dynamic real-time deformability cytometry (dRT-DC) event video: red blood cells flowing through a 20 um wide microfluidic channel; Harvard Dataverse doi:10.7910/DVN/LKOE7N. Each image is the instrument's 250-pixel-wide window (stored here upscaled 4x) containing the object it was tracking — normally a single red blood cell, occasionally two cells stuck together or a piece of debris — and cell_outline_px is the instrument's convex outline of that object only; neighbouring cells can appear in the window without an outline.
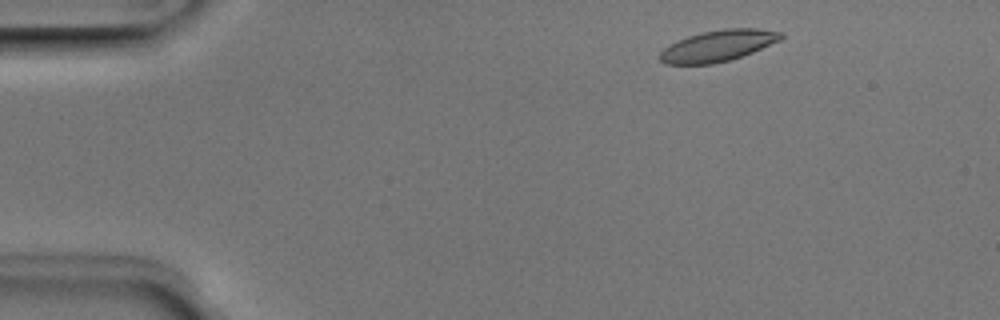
{"species": "Egyptian fruit bat (a non-hibernating species)", "species_latin": "Rousettus aegyptiacus", "temperature_condition": "room temperature", "stored_images_in_passage": 48, "camera_frame_rate_fps": 3000, "um_per_image_px": 0.085, "animal": {"sex": "male"}, "frame": {"image": 1, "passage_image": 4, "time_ms": 1.0, "image_size_px": [1000, 320], "cell_outline_px": [[784, 36], [780, 40], [752, 52], [728, 60], [712, 64], [664, 64], [660, 60], [660, 52], [664, 48], [676, 40], [688, 36], [704, 32], [724, 28], [756, 28], [784, 32]], "centroid_in_image_um": [61.03, 3.88], "position_along_channel_um": 24.0, "area_um2": 21.91}}
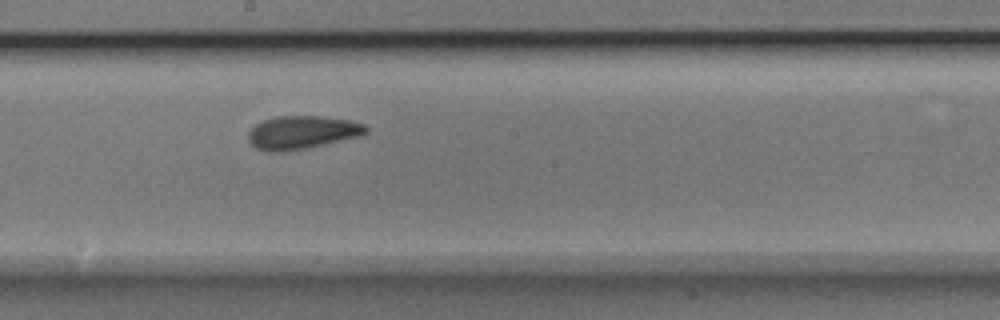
{"frame": {"image": 2, "passage_image": 25, "time_ms": 8.0, "image_size_px": [1000, 320], "cell_outline_px": [[368, 132], [364, 136], [308, 148], [280, 152], [268, 152], [256, 148], [248, 140], [248, 132], [256, 124], [264, 120], [276, 116], [320, 116], [352, 120], [364, 124], [368, 128]], "centroid_in_image_um": [25.73, 11.26], "position_along_channel_um": 222.5, "area_um2": 23.12}}
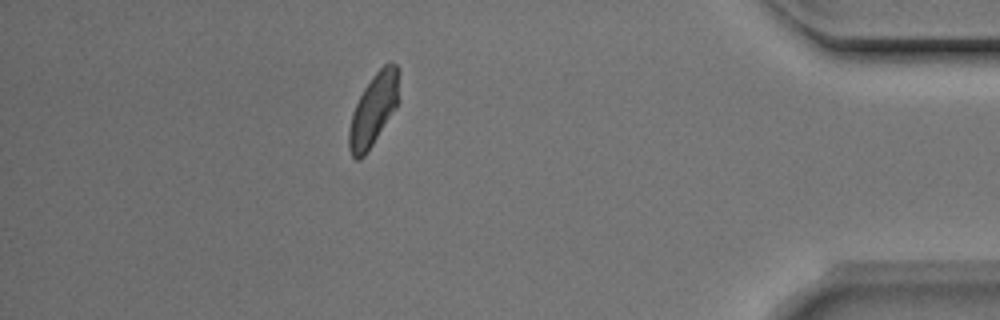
{"frame": {"image": 3, "passage_image": 42, "time_ms": 13.667, "image_size_px": [1000, 320], "cell_outline_px": [[400, 72], [396, 108], [364, 156], [360, 160], [356, 160], [352, 156], [348, 148], [348, 132], [352, 112], [364, 88], [372, 76], [384, 64], [396, 64], [400, 68]], "centroid_in_image_um": [31.74, 9.32], "position_along_channel_um": 403.5, "area_um2": 20.81}, "authors_computed_cell_mechanics": {"area_um2": 21.964, "velocity_mm_per_s": 3.9485, "shape_relaxation_time_tau1_ms": 4.4405, "shape_relaxation_time_tau2_ms": 2.6219, "deformation_change_tau1": 0.1322, "deformation_change_tau2": 0.0752}}